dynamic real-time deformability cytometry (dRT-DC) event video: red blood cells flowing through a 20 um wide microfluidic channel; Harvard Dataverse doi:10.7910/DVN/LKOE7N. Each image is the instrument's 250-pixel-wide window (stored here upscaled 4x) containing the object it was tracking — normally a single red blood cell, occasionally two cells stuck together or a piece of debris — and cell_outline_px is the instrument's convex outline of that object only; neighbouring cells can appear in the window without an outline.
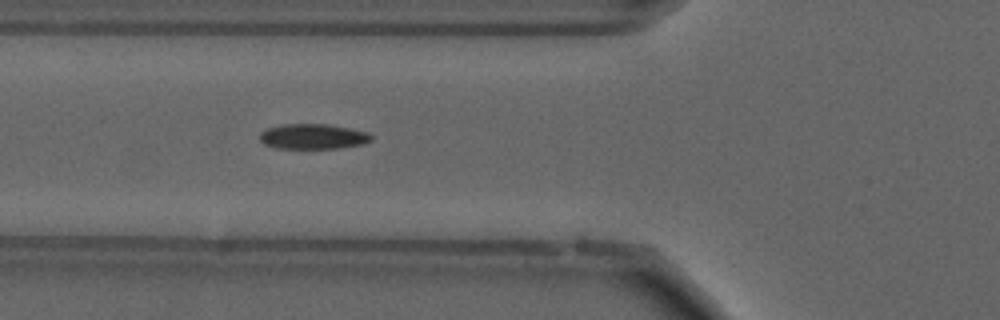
{"species": "common noctule bat (a hibernating species)", "species_latin": "Nyctalus noctula", "temperature_condition": "cold", "stored_images_in_passage": 8, "camera_frame_rate_fps": 3000, "um_per_image_px": 0.085, "animal": {"sex": "male", "forearm_length_mm": 52.5}, "frame": {"image": 1, "passage_image": 7, "time_ms": 2.0, "image_size_px": [1000, 320], "cell_outline_px": [[372, 140], [364, 144], [340, 148], [276, 148], [264, 144], [260, 140], [260, 132], [268, 128], [280, 124], [328, 124], [368, 132], [372, 136]], "centroid_in_image_um": [26.61, 11.6], "position_along_channel_um": 99.2, "area_um2": 16.42}}